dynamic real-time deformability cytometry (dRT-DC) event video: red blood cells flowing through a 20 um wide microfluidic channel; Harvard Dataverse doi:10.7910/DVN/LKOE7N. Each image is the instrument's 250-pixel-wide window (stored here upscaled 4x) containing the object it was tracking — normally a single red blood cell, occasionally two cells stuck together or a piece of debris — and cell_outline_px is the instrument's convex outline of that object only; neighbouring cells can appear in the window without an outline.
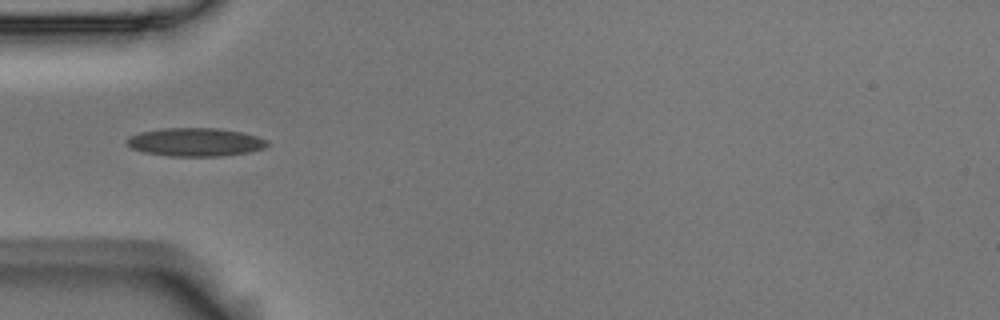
{"species": "Egyptian fruit bat (a non-hibernating species)", "species_latin": "Rousettus aegyptiacus", "temperature_condition": "room temperature", "stored_images_in_passage": 6, "camera_frame_rate_fps": 3000, "um_per_image_px": 0.085, "animal": {"sex": "male"}, "frame": {"image": 1, "passage_image": 2, "time_ms": 0.333, "image_size_px": [1000, 320], "cell_outline_px": [[272, 144], [264, 148], [248, 152], [220, 156], [172, 156], [144, 152], [132, 148], [124, 144], [124, 140], [128, 136], [140, 132], [164, 128], [220, 128], [244, 132], [268, 140]], "centroid_in_image_um": [16.61, 12.07], "position_along_channel_um": 68.4, "area_um2": 23.47}}
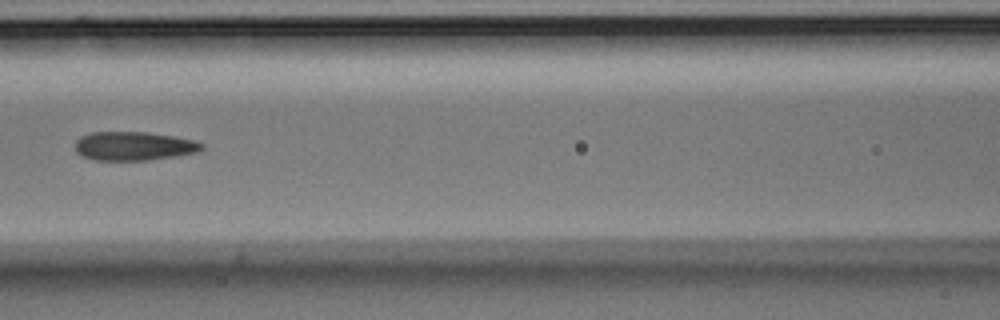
{"frame": {"image": 2, "passage_image": 4, "time_ms": 1.0, "image_size_px": [1000, 320], "cell_outline_px": [[204, 148], [196, 152], [176, 156], [148, 160], [96, 160], [80, 156], [76, 152], [76, 140], [80, 136], [92, 132], [148, 132], [172, 136], [192, 140], [204, 144]], "centroid_in_image_um": [11.34, 12.41], "position_along_channel_um": 155.3, "area_um2": 21.21}}
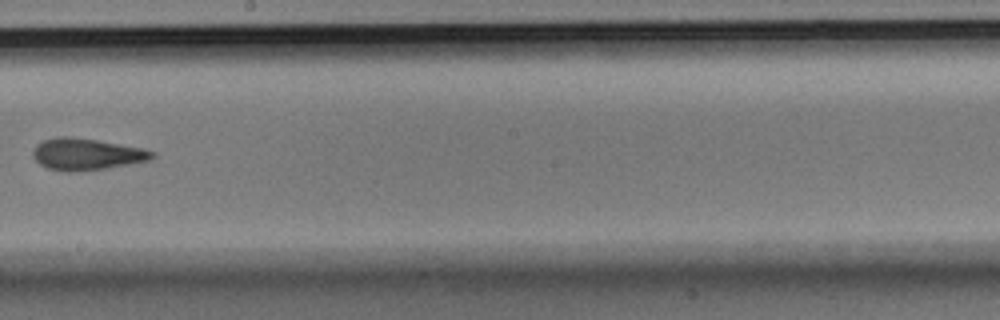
{"frame": {"image": 3, "passage_image": 6, "time_ms": 1.667, "image_size_px": [1000, 320], "cell_outline_px": [[156, 156], [148, 160], [128, 164], [80, 172], [64, 172], [48, 168], [40, 164], [32, 156], [32, 152], [36, 144], [44, 140], [56, 136], [68, 136], [96, 140], [144, 148], [156, 152]], "centroid_in_image_um": [7.34, 13.11], "position_along_channel_um": 240.9, "area_um2": 22.08}}